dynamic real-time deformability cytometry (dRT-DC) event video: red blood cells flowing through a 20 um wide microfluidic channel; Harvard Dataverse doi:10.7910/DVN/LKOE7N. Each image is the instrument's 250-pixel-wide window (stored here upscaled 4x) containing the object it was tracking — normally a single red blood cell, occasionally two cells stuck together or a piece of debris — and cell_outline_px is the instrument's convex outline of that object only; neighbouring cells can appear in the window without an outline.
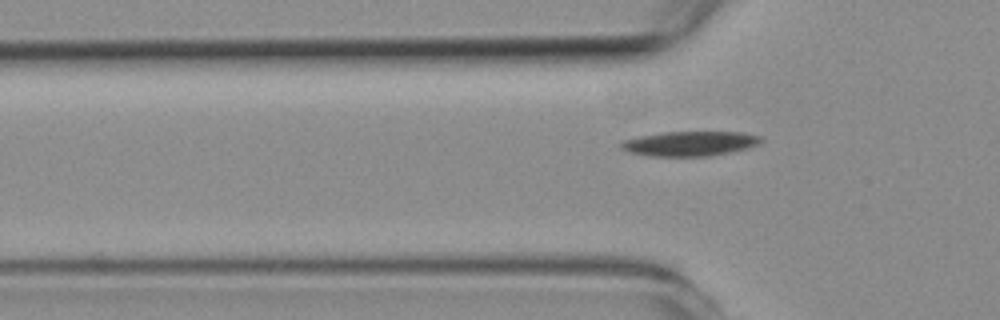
{"species": "common noctule bat (a hibernating species)", "species_latin": "Nyctalus noctula", "temperature_condition": "room temperature", "stored_images_in_passage": 6, "segment_of_instrument_passage": [2, 2], "camera_frame_rate_fps": 3000, "um_per_image_px": 0.085, "animal": {"sex": "female", "body_mass_g": 19.3, "forearm_length_mm": 54.1}, "frame": {"image": 1, "passage_image": 6, "time_ms": 6.667, "image_size_px": [1000, 320], "cell_outline_px": [[764, 140], [760, 144], [748, 148], [708, 156], [648, 156], [628, 152], [620, 148], [620, 140], [640, 136], [664, 132], [740, 132], [760, 136]], "centroid_in_image_um": [58.6, 12.2], "position_along_channel_um": 67.2, "area_um2": 20.23}}